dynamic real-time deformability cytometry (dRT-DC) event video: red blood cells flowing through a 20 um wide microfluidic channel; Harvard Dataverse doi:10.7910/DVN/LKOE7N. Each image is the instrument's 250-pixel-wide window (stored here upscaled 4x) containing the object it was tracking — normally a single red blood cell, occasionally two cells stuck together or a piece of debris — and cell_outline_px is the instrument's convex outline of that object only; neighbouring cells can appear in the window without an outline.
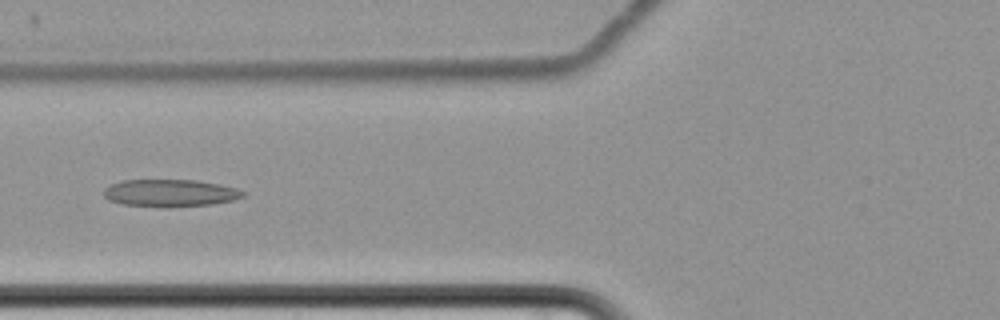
{"species": "common noctule bat (a hibernating species)", "species_latin": "Nyctalus noctula", "temperature_condition": "cold", "stored_images_in_passage": 13, "camera_frame_rate_fps": 3000, "um_per_image_px": 0.085, "animal": {"sex": "female", "body_mass_g": 22.7, "forearm_length_mm": 54.2}, "frame": {"image": 1, "passage_image": 8, "time_ms": 9.667, "image_size_px": [1000, 320], "cell_outline_px": [[248, 192], [244, 196], [236, 200], [212, 204], [168, 208], [164, 208], [120, 204], [108, 200], [104, 196], [104, 188], [120, 180], [196, 180], [220, 184], [236, 188]], "centroid_in_image_um": [14.48, 16.42], "position_along_channel_um": 111.3, "area_um2": 22.66}}
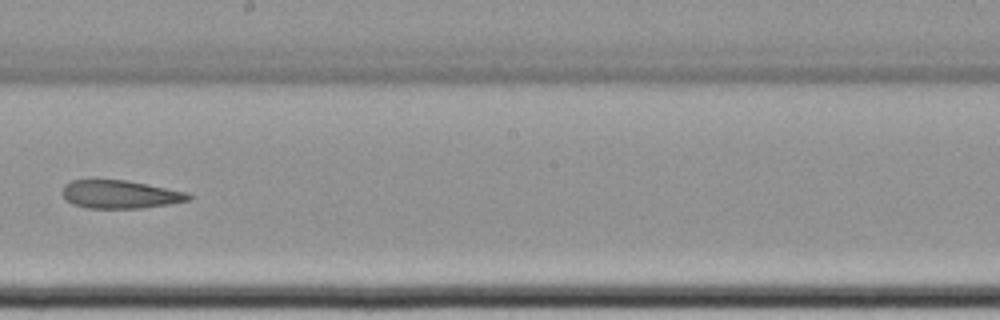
{"frame": {"image": 2, "passage_image": 11, "time_ms": 13.333, "image_size_px": [1000, 320], "cell_outline_px": [[192, 196], [188, 200], [168, 204], [140, 208], [88, 208], [72, 204], [64, 200], [60, 192], [64, 184], [72, 180], [124, 180], [188, 192]], "centroid_in_image_um": [10.13, 16.52], "position_along_channel_um": 238.1, "area_um2": 20.69}}
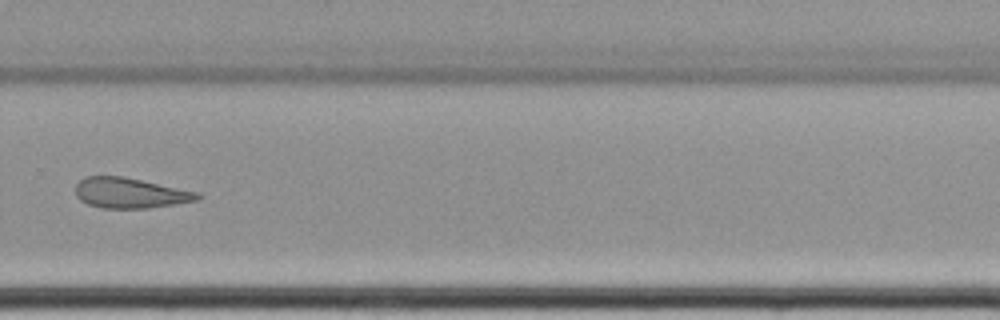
{"frame": {"image": 3, "passage_image": 13, "time_ms": 15.667, "image_size_px": [1000, 320], "cell_outline_px": [[204, 196], [200, 200], [176, 204], [148, 208], [100, 208], [88, 204], [80, 200], [76, 196], [76, 184], [84, 176], [124, 176], [200, 192]], "centroid_in_image_um": [11.11, 16.4], "position_along_channel_um": 318.7, "area_um2": 21.91}}